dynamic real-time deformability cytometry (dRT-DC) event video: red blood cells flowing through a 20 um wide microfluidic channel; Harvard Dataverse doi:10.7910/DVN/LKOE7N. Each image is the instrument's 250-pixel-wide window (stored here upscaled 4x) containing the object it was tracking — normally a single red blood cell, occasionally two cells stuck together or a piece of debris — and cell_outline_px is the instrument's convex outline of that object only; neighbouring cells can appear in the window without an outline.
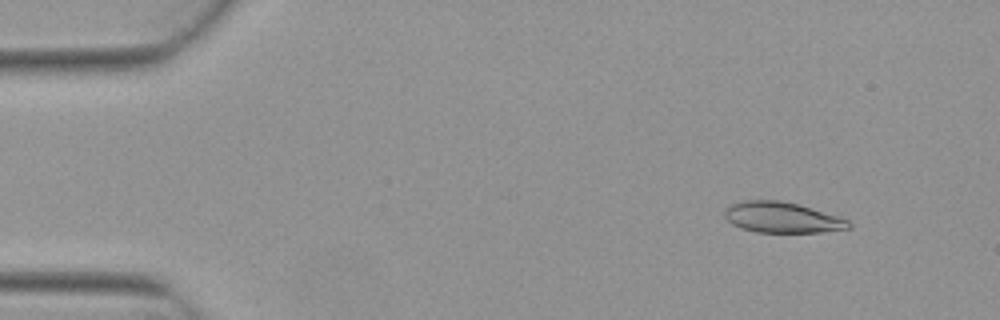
{"species": "Egyptian fruit bat (a non-hibernating species)", "species_latin": "Rousettus aegyptiacus", "temperature_condition": "warm", "stored_images_in_passage": 5, "camera_frame_rate_fps": 3000, "um_per_image_px": 0.085, "animal": {"sex": "female"}, "frame": {"image": 1, "passage_image": 1, "time_ms": 0.0, "image_size_px": [1000, 320], "cell_outline_px": [[852, 228], [820, 232], [756, 232], [740, 228], [732, 224], [724, 216], [724, 208], [732, 204], [744, 200], [780, 200], [800, 204], [840, 216], [848, 220], [852, 224]], "centroid_in_image_um": [66.5, 18.47], "position_along_channel_um": 18.5, "area_um2": 22.48}}
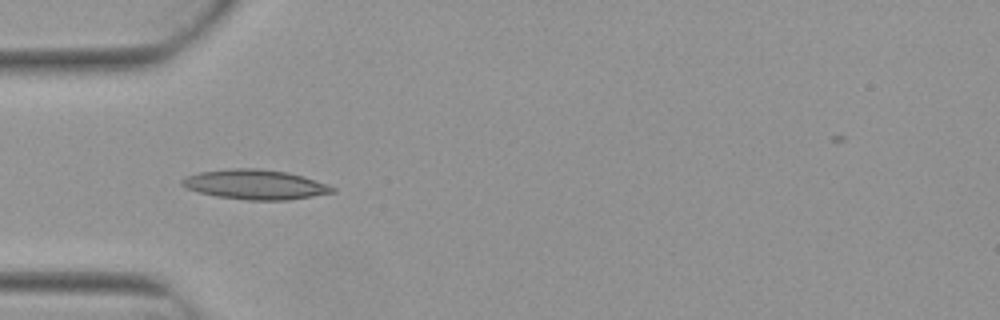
{"frame": {"image": 2, "passage_image": 4, "time_ms": 1.0, "image_size_px": [1000, 320], "cell_outline_px": [[336, 192], [288, 200], [248, 200], [216, 196], [200, 192], [188, 188], [180, 184], [180, 180], [188, 176], [200, 172], [232, 168], [256, 168], [284, 172], [304, 176], [336, 188]], "centroid_in_image_um": [21.7, 15.69], "position_along_channel_um": 63.3, "area_um2": 25.78}}
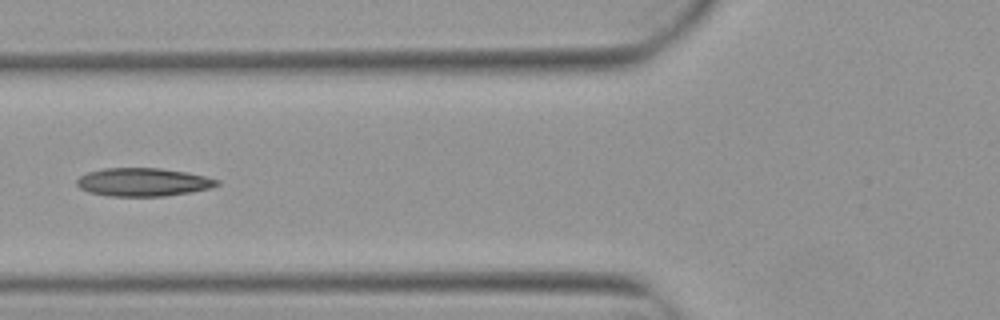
{"frame": {"image": 3, "passage_image": 5, "time_ms": 1.333, "image_size_px": [1000, 320], "cell_outline_px": [[220, 184], [212, 188], [192, 192], [164, 196], [108, 196], [88, 192], [80, 188], [76, 184], [76, 180], [80, 176], [88, 172], [104, 168], [160, 168], [188, 172], [220, 180]], "centroid_in_image_um": [12.18, 15.48], "position_along_channel_um": 113.6, "area_um2": 23.24}}